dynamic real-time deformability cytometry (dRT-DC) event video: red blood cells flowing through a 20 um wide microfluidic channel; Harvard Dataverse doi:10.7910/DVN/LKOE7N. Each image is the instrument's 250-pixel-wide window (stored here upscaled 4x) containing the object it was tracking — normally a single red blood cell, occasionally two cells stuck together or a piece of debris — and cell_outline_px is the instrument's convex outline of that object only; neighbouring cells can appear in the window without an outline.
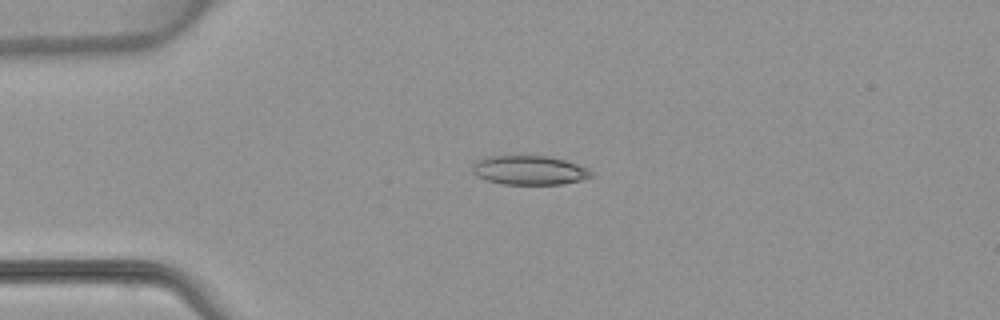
{"species": "common noctule bat (a hibernating species)", "species_latin": "Nyctalus noctula", "temperature_condition": "warm", "stored_images_in_passage": 5, "camera_frame_rate_fps": 3000, "um_per_image_px": 0.085, "animal": {"sex": "female", "body_mass_g": 22.7, "forearm_length_mm": 54.2}, "frame": {"image": 1, "passage_image": 3, "time_ms": 2.333, "image_size_px": [1000, 320], "cell_outline_px": [[592, 176], [580, 180], [560, 184], [500, 184], [476, 176], [472, 172], [472, 164], [476, 160], [488, 156], [548, 156], [564, 160], [588, 168], [592, 172]], "centroid_in_image_um": [44.95, 14.46], "position_along_channel_um": 40.1, "area_um2": 20.11}}
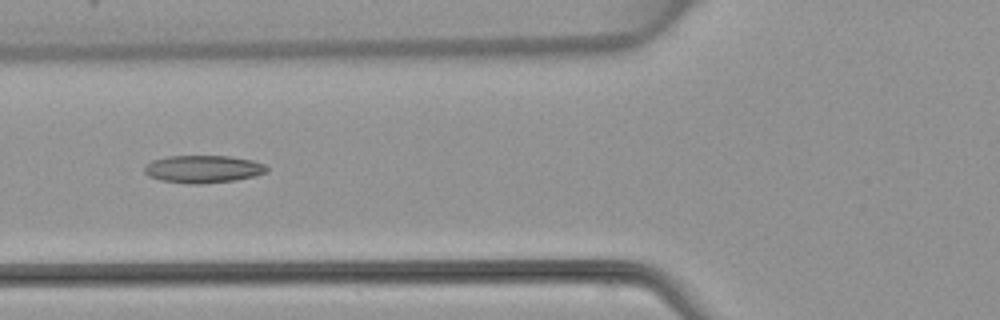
{"frame": {"image": 2, "passage_image": 5, "time_ms": 4.667, "image_size_px": [1000, 320], "cell_outline_px": [[268, 172], [256, 176], [236, 180], [200, 184], [188, 184], [160, 180], [148, 176], [144, 172], [144, 164], [152, 160], [168, 156], [228, 156], [252, 160], [264, 164], [268, 168]], "centroid_in_image_um": [17.25, 14.37], "position_along_channel_um": 108.5, "area_um2": 19.88}}